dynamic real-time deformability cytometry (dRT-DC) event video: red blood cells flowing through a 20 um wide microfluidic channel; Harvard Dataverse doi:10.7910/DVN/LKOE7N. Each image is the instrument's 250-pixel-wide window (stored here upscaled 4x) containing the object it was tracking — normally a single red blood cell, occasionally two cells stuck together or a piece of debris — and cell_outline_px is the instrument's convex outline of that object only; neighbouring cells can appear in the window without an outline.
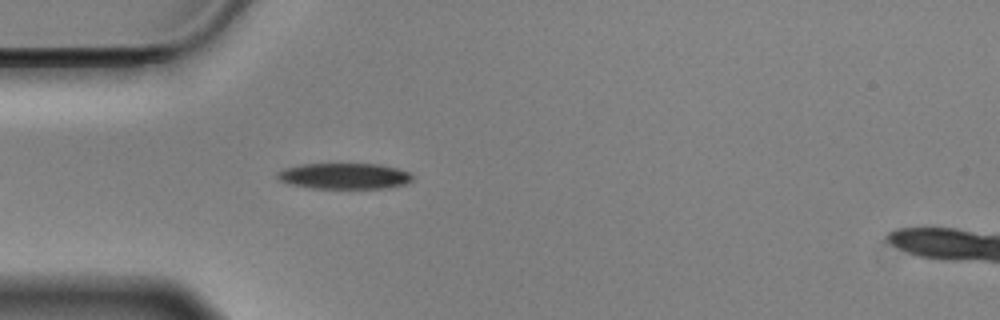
{"species": "Egyptian fruit bat (a non-hibernating species)", "species_latin": "Rousettus aegyptiacus", "temperature_condition": "cold", "stored_images_in_passage": 24, "camera_frame_rate_fps": 3000, "um_per_image_px": 0.085, "animal": {"sex": "male"}, "frame": {"image": 1, "passage_image": 5, "time_ms": 1.333, "image_size_px": [1000, 320], "cell_outline_px": [[412, 180], [404, 184], [388, 188], [312, 188], [288, 184], [280, 180], [276, 176], [276, 172], [284, 168], [300, 164], [380, 164], [396, 168], [408, 172], [412, 176]], "centroid_in_image_um": [29.22, 14.96], "position_along_channel_um": 55.8, "area_um2": 20.4}}
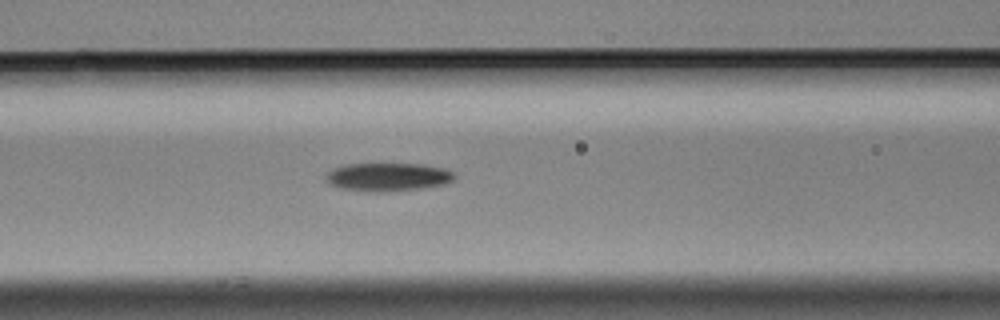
{"frame": {"image": 2, "passage_image": 12, "time_ms": 3.667, "image_size_px": [1000, 320], "cell_outline_px": [[456, 180], [444, 184], [420, 188], [376, 192], [368, 192], [340, 188], [324, 180], [324, 176], [328, 172], [344, 164], [424, 164], [444, 168], [452, 172], [456, 176]], "centroid_in_image_um": [32.97, 15.04], "position_along_channel_um": 133.6, "area_um2": 21.15}}
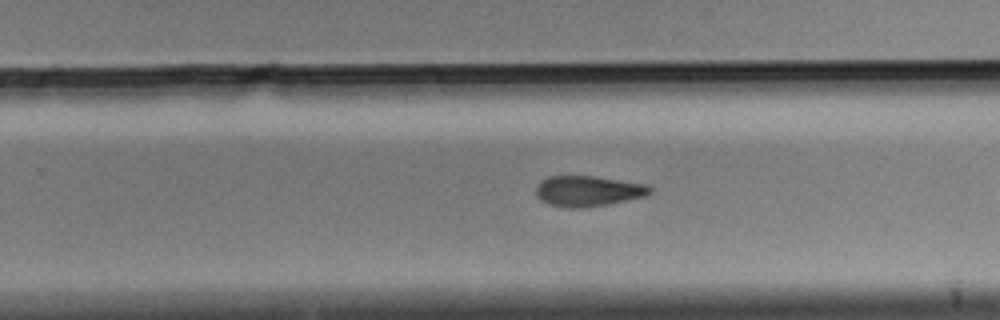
{"frame": {"image": 3, "passage_image": 21, "time_ms": 6.667, "image_size_px": [1000, 320], "cell_outline_px": [[652, 192], [648, 196], [608, 204], [584, 208], [568, 208], [548, 204], [540, 200], [536, 196], [536, 184], [540, 180], [548, 176], [596, 176], [648, 184], [652, 188]], "centroid_in_image_um": [49.99, 16.24], "position_along_channel_um": 279.8, "area_um2": 20.75}}